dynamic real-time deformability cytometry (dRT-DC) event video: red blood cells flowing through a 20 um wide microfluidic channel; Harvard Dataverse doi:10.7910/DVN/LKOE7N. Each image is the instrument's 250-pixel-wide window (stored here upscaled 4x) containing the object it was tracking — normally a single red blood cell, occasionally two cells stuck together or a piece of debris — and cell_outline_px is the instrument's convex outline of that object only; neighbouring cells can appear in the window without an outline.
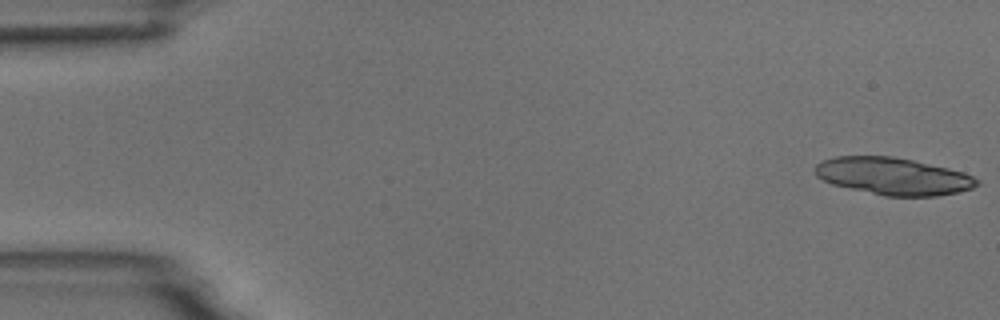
{"species": "common noctule bat (a hibernating species)", "species_latin": "Nyctalus noctula", "temperature_condition": "room temperature", "stored_images_in_passage": 6, "camera_frame_rate_fps": 3000, "um_per_image_px": 0.085, "animal": {"sex": "male", "body_mass_g": 18.8}, "frame": {"image": 1, "passage_image": 1, "time_ms": 0.0, "image_size_px": [1000, 320], "cell_outline_px": [[980, 184], [972, 188], [956, 192], [936, 196], [884, 196], [832, 184], [816, 176], [816, 164], [824, 160], [836, 156], [892, 156], [912, 160], [948, 168], [964, 172], [980, 180]], "centroid_in_image_um": [75.94, 14.98], "position_along_channel_um": 9.1, "area_um2": 34.91}}